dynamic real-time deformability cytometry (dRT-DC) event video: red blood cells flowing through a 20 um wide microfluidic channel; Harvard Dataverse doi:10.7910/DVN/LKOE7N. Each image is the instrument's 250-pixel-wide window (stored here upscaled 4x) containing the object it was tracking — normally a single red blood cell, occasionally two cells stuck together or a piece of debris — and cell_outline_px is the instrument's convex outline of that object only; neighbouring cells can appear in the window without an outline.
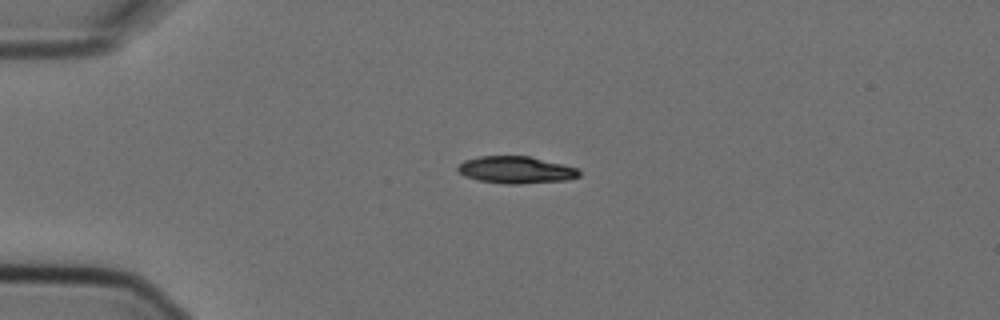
{"species": "Egyptian fruit bat (a non-hibernating species)", "species_latin": "Rousettus aegyptiacus", "temperature_condition": "cold", "stored_images_in_passage": 4, "camera_frame_rate_fps": 3000, "um_per_image_px": 0.085, "animal": {"sex": "female"}, "frame": {"image": 1, "passage_image": 3, "time_ms": 0.667, "image_size_px": [1000, 320], "cell_outline_px": [[580, 176], [564, 180], [520, 184], [504, 184], [480, 180], [464, 176], [456, 168], [464, 160], [480, 156], [528, 156], [576, 168], [580, 172]], "centroid_in_image_um": [43.81, 14.44], "position_along_channel_um": 41.2, "area_um2": 18.84}}